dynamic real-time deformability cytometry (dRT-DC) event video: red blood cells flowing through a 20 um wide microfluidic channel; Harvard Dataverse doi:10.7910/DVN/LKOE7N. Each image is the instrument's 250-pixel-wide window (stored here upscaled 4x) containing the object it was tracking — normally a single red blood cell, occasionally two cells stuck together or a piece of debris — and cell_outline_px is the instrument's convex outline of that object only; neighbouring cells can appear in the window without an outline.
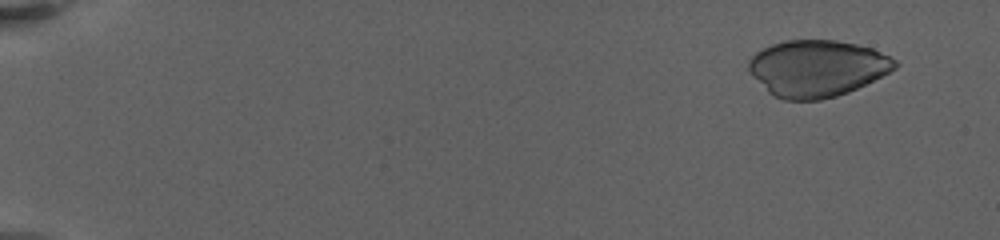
{"species": "human", "species_latin": "Homo sapiens", "temperature_condition": "warm", "stored_images_in_passage": 40, "camera_frame_rate_fps": 3000, "um_per_image_px": 0.085, "donor": {"sex": "female"}, "frame": {"image": 1, "passage_image": 4, "time_ms": 1.0, "image_size_px": [1000, 240], "cell_outline_px": [[900, 64], [896, 68], [848, 92], [836, 96], [820, 100], [784, 100], [768, 92], [748, 68], [748, 60], [756, 52], [772, 44], [784, 40], [836, 40], [856, 44], [872, 48], [896, 60]], "centroid_in_image_um": [69.45, 5.79], "position_along_channel_um": 15.5, "area_um2": 47.8}}
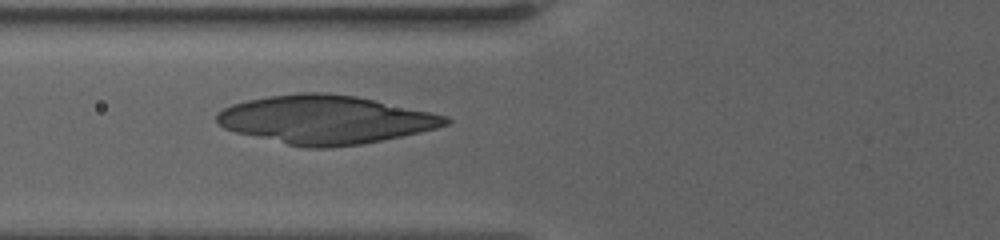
{"frame": {"image": 2, "passage_image": 28, "time_ms": 8.667, "image_size_px": [1000, 240], "cell_outline_px": [[452, 120], [448, 124], [436, 128], [420, 132], [360, 144], [332, 148], [304, 148], [236, 132], [224, 128], [216, 120], [216, 112], [232, 104], [248, 100], [268, 96], [300, 92], [324, 92], [356, 96], [432, 112], [448, 116]], "centroid_in_image_um": [27.66, 10.16], "position_along_channel_um": 98.1, "area_um2": 64.45}}
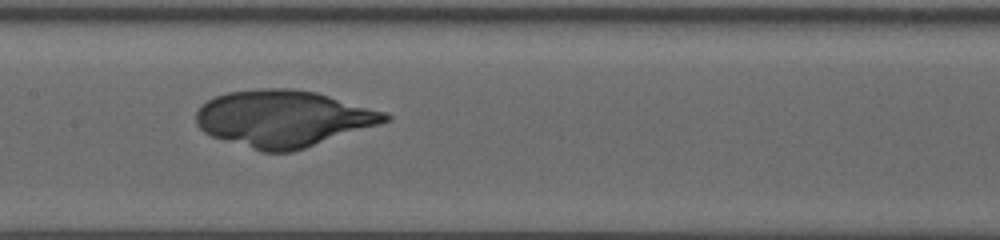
{"frame": {"image": 3, "passage_image": 39, "time_ms": 11.333, "image_size_px": [1000, 240], "cell_outline_px": [[392, 120], [380, 124], [292, 152], [264, 152], [212, 136], [204, 132], [196, 124], [196, 112], [200, 104], [216, 96], [228, 92], [260, 88], [292, 88], [316, 92], [384, 112], [392, 116]], "centroid_in_image_um": [24.06, 10.07], "position_along_channel_um": 183.3, "area_um2": 62.02}}